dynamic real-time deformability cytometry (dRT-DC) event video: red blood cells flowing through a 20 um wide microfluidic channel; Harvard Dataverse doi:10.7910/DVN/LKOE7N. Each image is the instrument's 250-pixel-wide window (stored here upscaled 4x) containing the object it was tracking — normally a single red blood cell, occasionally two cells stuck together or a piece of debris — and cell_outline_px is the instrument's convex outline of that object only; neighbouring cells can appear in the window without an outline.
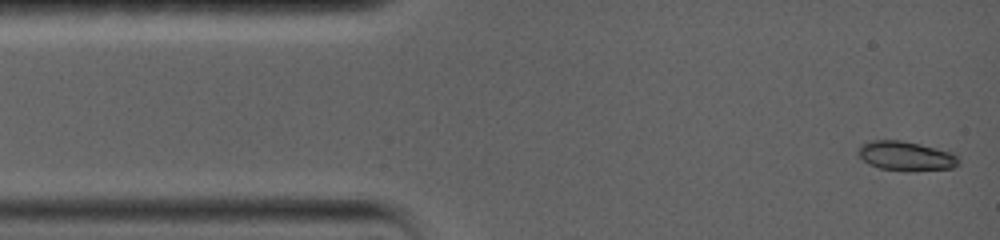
{"species": "common noctule bat (a hibernating species)", "species_latin": "Nyctalus noctula", "temperature_condition": "warm", "stored_images_in_passage": 16, "camera_frame_rate_fps": 5000, "um_per_image_px": 0.085, "animal": {"sex": "female", "body_mass_g": 19.0, "forearm_length_mm": 56.7}, "frame": {"image": 1, "passage_image": 1, "time_ms": 0.0, "image_size_px": [1000, 240], "cell_outline_px": [[960, 164], [952, 168], [880, 168], [868, 164], [860, 156], [860, 144], [868, 140], [900, 140], [920, 144], [952, 152], [960, 160]], "centroid_in_image_um": [76.99, 13.2], "position_along_channel_um": 8.0, "area_um2": 16.3}}
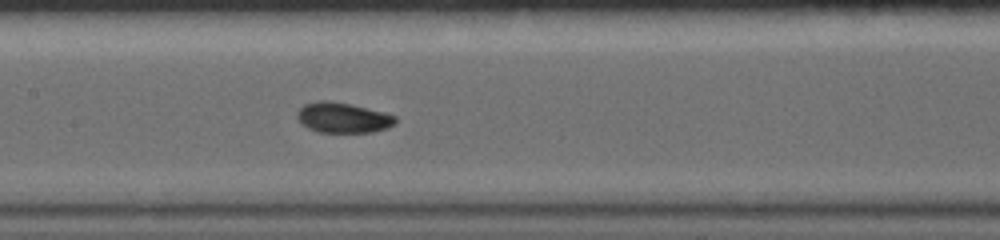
{"frame": {"image": 2, "passage_image": 7, "time_ms": 6.8, "image_size_px": [1000, 240], "cell_outline_px": [[396, 124], [388, 128], [372, 132], [316, 132], [300, 124], [296, 116], [296, 112], [304, 104], [320, 100], [328, 100], [352, 104], [384, 112], [396, 116]], "centroid_in_image_um": [29.13, 10.0], "position_along_channel_um": 178.3, "area_um2": 17.63}}
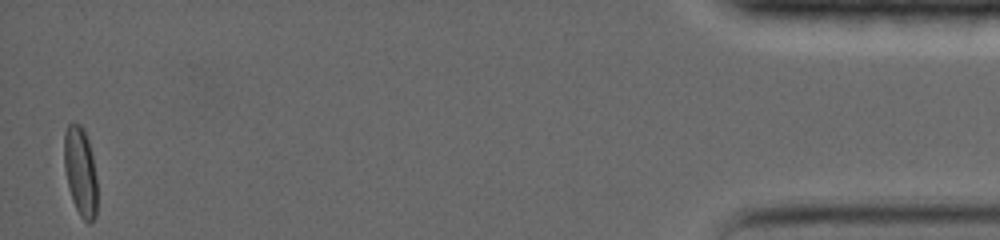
{"frame": {"image": 3, "passage_image": 16, "time_ms": 17.2, "image_size_px": [1000, 240], "cell_outline_px": [[96, 216], [92, 224], [88, 224], [80, 216], [72, 200], [68, 188], [64, 168], [64, 132], [68, 124], [80, 124], [84, 128], [88, 140], [92, 156], [96, 180]], "centroid_in_image_um": [6.82, 14.6], "position_along_channel_um": 428.4, "area_um2": 17.22}, "authors_computed_cell_mechanics": {"area_um2": 17.0221, "velocity_mm_per_s": 3.5983, "shape_relaxation_time_tau1_ms": 5.4295, "shape_relaxation_time_tau2_ms": 2.3407, "deformation_change_tau1": 0.1568, "deformation_change_tau2": 0.0403}}